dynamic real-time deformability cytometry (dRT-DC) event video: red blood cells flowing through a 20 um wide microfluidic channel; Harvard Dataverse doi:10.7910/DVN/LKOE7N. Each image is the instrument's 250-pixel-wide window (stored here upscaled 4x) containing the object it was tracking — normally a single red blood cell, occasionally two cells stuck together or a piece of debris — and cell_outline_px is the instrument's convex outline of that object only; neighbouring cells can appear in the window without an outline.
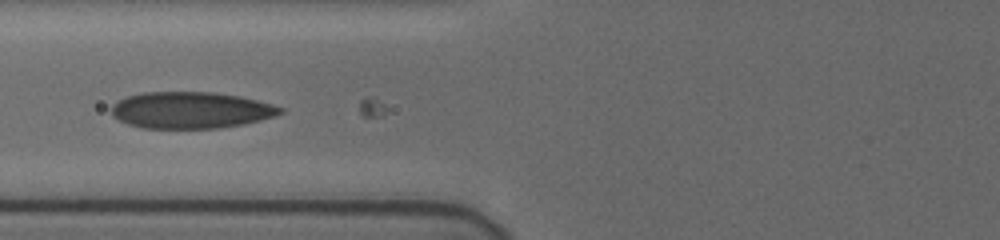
{"species": "human", "species_latin": "Homo sapiens", "temperature_condition": "cold", "stored_images_in_passage": 10, "camera_frame_rate_fps": 3000, "um_per_image_px": 0.085, "donor": {"sex": "female"}, "frame": {"image": 1, "passage_image": 2, "time_ms": 0.333, "image_size_px": [1000, 240], "cell_outline_px": [[284, 112], [260, 120], [244, 124], [220, 128], [144, 128], [128, 124], [112, 116], [112, 104], [116, 100], [128, 96], [144, 92], [212, 92], [240, 96], [272, 104], [284, 108]], "centroid_in_image_um": [16.21, 9.36], "position_along_channel_um": 109.6, "area_um2": 35.95}}
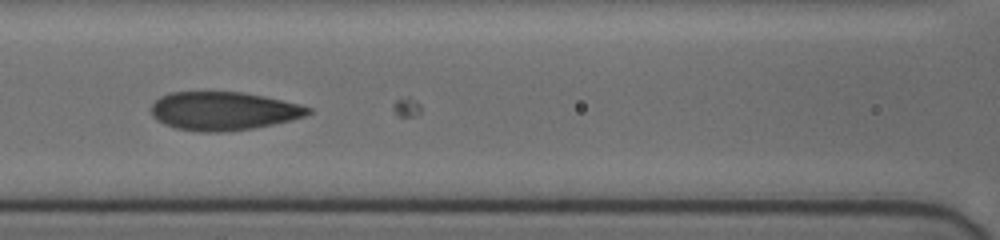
{"frame": {"image": 2, "passage_image": 5, "time_ms": 1.333, "image_size_px": [1000, 240], "cell_outline_px": [[312, 112], [304, 116], [272, 124], [252, 128], [224, 132], [200, 132], [176, 128], [164, 124], [156, 120], [152, 116], [152, 104], [160, 96], [168, 92], [244, 92], [264, 96], [300, 104], [312, 108]], "centroid_in_image_um": [18.96, 9.43], "position_along_channel_um": 147.6, "area_um2": 35.14}}